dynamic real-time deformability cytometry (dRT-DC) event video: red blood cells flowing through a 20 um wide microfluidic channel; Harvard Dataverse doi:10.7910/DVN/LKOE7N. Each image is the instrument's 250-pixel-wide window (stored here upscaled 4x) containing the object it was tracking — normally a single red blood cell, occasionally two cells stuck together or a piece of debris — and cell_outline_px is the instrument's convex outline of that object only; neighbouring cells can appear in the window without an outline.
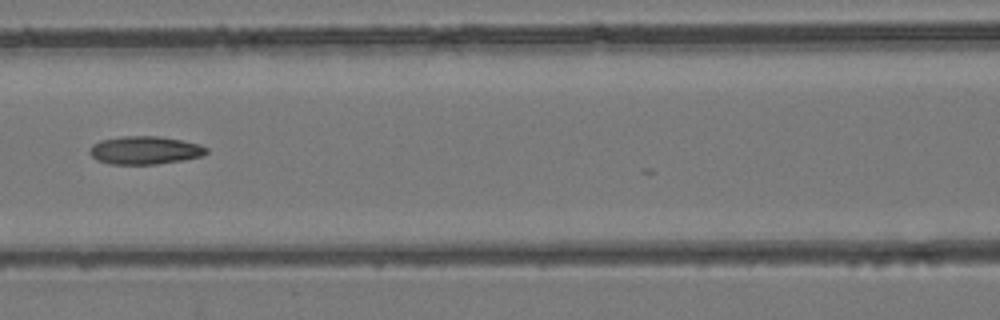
{"species": "common noctule bat (a hibernating species)", "species_latin": "Nyctalus noctula", "temperature_condition": "room temperature", "stored_images_in_passage": 22, "camera_frame_rate_fps": 3000, "um_per_image_px": 0.085, "animal": {"sex": "female", "body_mass_g": 24.6, "forearm_length_mm": 56.2}, "frame": {"image": 1, "passage_image": 21, "time_ms": 6.667, "image_size_px": [1000, 320], "cell_outline_px": [[208, 152], [204, 156], [184, 160], [156, 164], [112, 164], [96, 160], [88, 152], [88, 148], [92, 144], [100, 140], [120, 136], [160, 136], [200, 144], [208, 148]], "centroid_in_image_um": [12.31, 12.77], "position_along_channel_um": 154.3, "area_um2": 19.36}}